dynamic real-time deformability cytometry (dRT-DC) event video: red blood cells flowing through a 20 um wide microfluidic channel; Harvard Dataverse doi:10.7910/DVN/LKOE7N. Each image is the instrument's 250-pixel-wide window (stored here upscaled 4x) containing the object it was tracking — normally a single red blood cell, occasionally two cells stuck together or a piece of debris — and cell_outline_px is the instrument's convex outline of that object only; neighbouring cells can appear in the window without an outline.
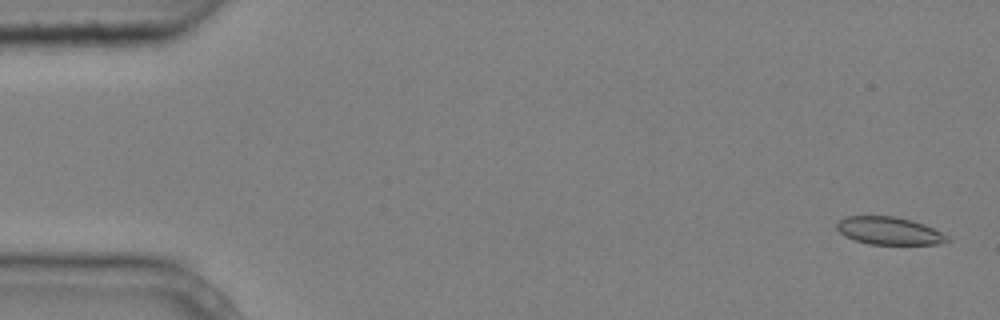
{"species": "common noctule bat (a hibernating species)", "species_latin": "Nyctalus noctula", "temperature_condition": "cold", "stored_images_in_passage": 4, "camera_frame_rate_fps": 3000, "um_per_image_px": 0.085, "animal": {"sex": "male", "body_mass_g": 20.4}, "frame": {"image": 1, "passage_image": 1, "time_ms": 0.0, "image_size_px": [1000, 320], "cell_outline_px": [[952, 240], [940, 244], [868, 244], [844, 236], [836, 228], [836, 224], [844, 216], [892, 216], [912, 220], [924, 224], [948, 236]], "centroid_in_image_um": [75.57, 19.62], "position_along_channel_um": 9.4, "area_um2": 17.8}}